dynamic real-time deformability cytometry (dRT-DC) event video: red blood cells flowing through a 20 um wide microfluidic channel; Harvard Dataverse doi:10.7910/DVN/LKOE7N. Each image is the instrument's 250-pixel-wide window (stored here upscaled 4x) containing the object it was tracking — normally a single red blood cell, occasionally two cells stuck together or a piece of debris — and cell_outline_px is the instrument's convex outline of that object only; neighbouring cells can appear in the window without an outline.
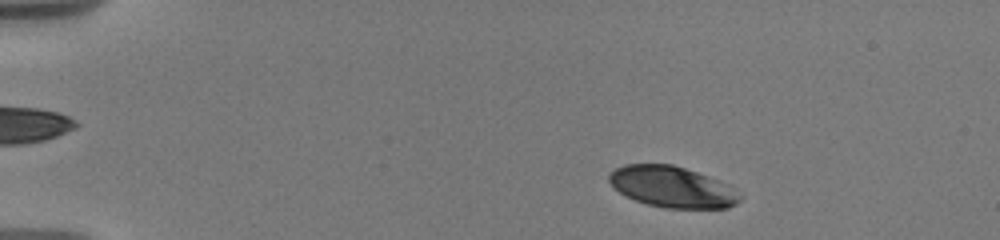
{"species": "human", "species_latin": "Homo sapiens", "temperature_condition": "warm", "stored_images_in_passage": 28, "camera_frame_rate_fps": 3000, "um_per_image_px": 0.085, "donor": {"sex": "male"}, "frame": {"image": 1, "passage_image": 3, "time_ms": 1.0, "image_size_px": [1000, 240], "cell_outline_px": [[740, 200], [736, 204], [728, 208], [664, 208], [648, 204], [636, 200], [620, 192], [608, 180], [608, 176], [616, 168], [624, 164], [672, 164], [732, 184], [736, 188], [740, 196]], "centroid_in_image_um": [57.19, 15.89], "position_along_channel_um": 27.8, "area_um2": 31.27}}
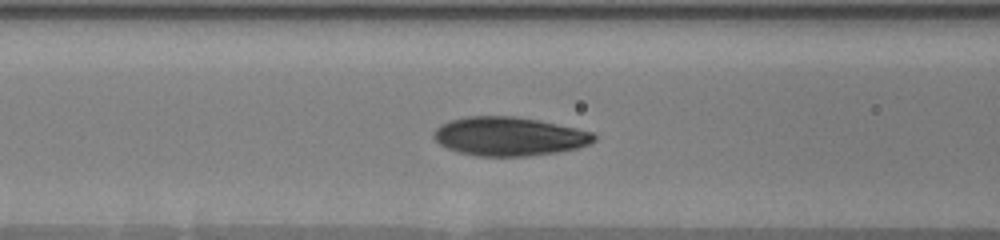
{"frame": {"image": 2, "passage_image": 13, "time_ms": 6.0, "image_size_px": [1000, 240], "cell_outline_px": [[596, 140], [588, 144], [576, 148], [556, 152], [528, 156], [476, 156], [456, 152], [440, 144], [432, 136], [432, 132], [440, 124], [452, 120], [468, 116], [512, 116], [536, 120], [576, 128], [592, 132], [596, 136]], "centroid_in_image_um": [43.23, 11.6], "position_along_channel_um": 123.4, "area_um2": 36.07}}
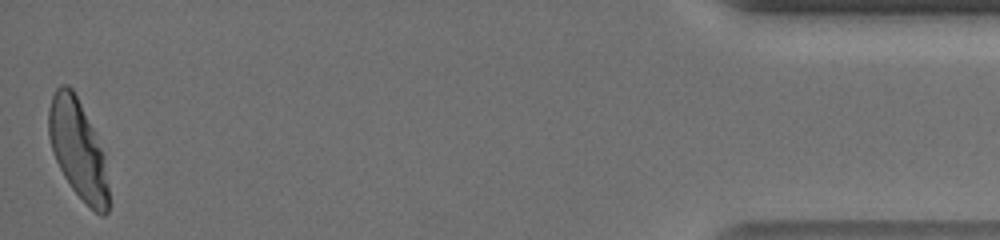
{"frame": {"image": 3, "passage_image": 28, "time_ms": 16.333, "image_size_px": [1000, 240], "cell_outline_px": [[108, 212], [104, 216], [100, 216], [72, 188], [64, 176], [52, 152], [48, 136], [48, 112], [52, 96], [56, 88], [60, 84], [68, 84], [72, 88], [96, 132], [104, 156], [108, 188]], "centroid_in_image_um": [6.61, 12.64], "position_along_channel_um": 428.6, "area_um2": 34.33}, "authors_computed_cell_mechanics": {"area_um2": 34.5644, "velocity_mm_per_s": 3.6924, "shape_relaxation_time_tau1_ms": 4.0803, "shape_relaxation_time_tau2_ms": null, "deformation_change_tau1": 0.174, "deformation_change_tau2": null}}